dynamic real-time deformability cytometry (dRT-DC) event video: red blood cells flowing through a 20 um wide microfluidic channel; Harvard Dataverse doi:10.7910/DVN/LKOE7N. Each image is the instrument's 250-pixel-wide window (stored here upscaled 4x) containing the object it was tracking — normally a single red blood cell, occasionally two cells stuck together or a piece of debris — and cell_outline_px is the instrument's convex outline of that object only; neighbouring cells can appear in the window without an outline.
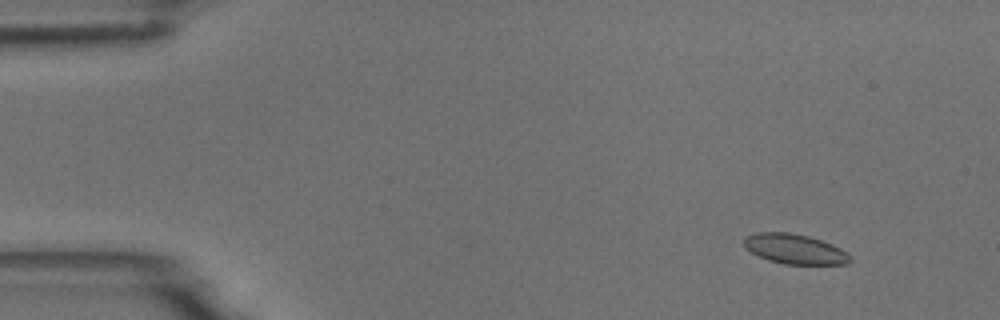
{"species": "common noctule bat (a hibernating species)", "species_latin": "Nyctalus noctula", "temperature_condition": "room temperature", "stored_images_in_passage": 5, "camera_frame_rate_fps": 3000, "um_per_image_px": 0.085, "animal": {"sex": "male", "body_mass_g": 18.8}, "frame": {"image": 1, "passage_image": 2, "time_ms": 1.0, "image_size_px": [1000, 320], "cell_outline_px": [[852, 260], [848, 264], [784, 264], [768, 260], [744, 248], [744, 236], [756, 232], [788, 232], [808, 236], [832, 244], [848, 252], [852, 256]], "centroid_in_image_um": [67.57, 21.16], "position_along_channel_um": 17.4, "area_um2": 18.61}}
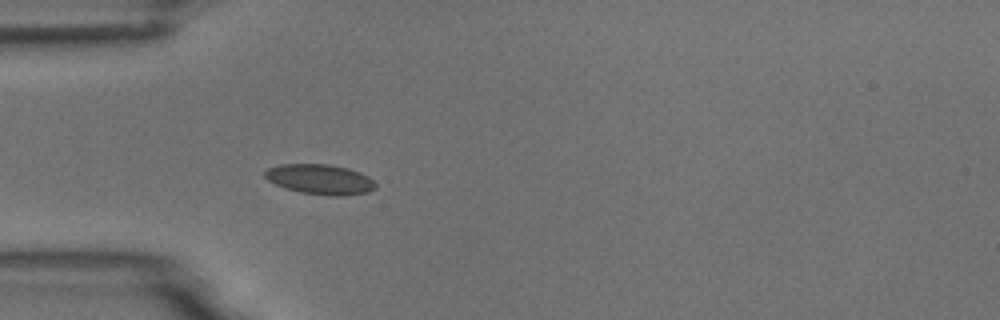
{"frame": {"image": 2, "passage_image": 5, "time_ms": 4.667, "image_size_px": [1000, 320], "cell_outline_px": [[376, 188], [368, 192], [344, 196], [328, 196], [300, 192], [284, 188], [268, 180], [264, 176], [264, 172], [268, 168], [280, 164], [328, 164], [348, 168], [360, 172], [368, 176], [376, 184]], "centroid_in_image_um": [27.21, 15.25], "position_along_channel_um": 57.8, "area_um2": 19.54}}